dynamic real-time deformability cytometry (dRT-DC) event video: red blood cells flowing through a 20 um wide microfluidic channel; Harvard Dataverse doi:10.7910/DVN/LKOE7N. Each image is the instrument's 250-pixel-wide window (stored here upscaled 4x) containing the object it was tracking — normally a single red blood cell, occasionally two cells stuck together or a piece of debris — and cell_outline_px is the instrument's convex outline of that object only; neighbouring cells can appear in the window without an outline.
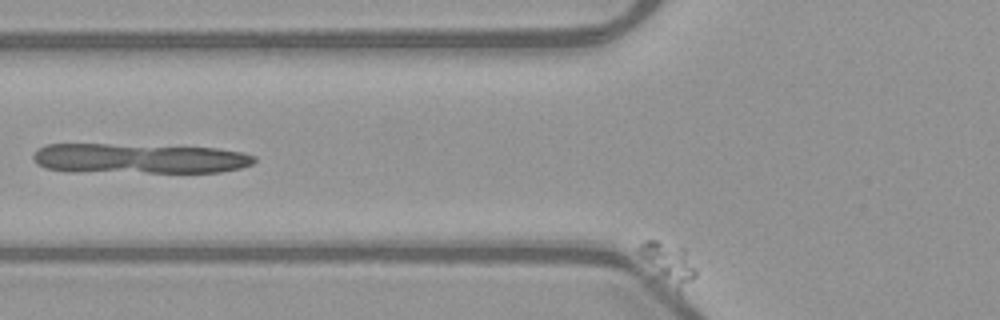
{"species": "common noctule bat (a hibernating species)", "species_latin": "Nyctalus noctula", "temperature_condition": "warm", "stored_images_in_passage": 21, "segment_of_instrument_passage": [2, 2], "camera_frame_rate_fps": 3000, "um_per_image_px": 0.085, "animal": {"sex": "female", "body_mass_g": 21.9}, "frame": {"image": 1, "passage_image": 21, "time_ms": 6.667, "image_size_px": [1000, 320], "cell_outline_px": [[696, 276], [680, 292], [652, 276], [636, 252], [636, 248], [644, 240], [656, 240], [684, 248], [696, 268]], "centroid_in_image_um": [56.73, 22.37], "position_along_channel_um": 69.1, "area_um2": 14.16}}